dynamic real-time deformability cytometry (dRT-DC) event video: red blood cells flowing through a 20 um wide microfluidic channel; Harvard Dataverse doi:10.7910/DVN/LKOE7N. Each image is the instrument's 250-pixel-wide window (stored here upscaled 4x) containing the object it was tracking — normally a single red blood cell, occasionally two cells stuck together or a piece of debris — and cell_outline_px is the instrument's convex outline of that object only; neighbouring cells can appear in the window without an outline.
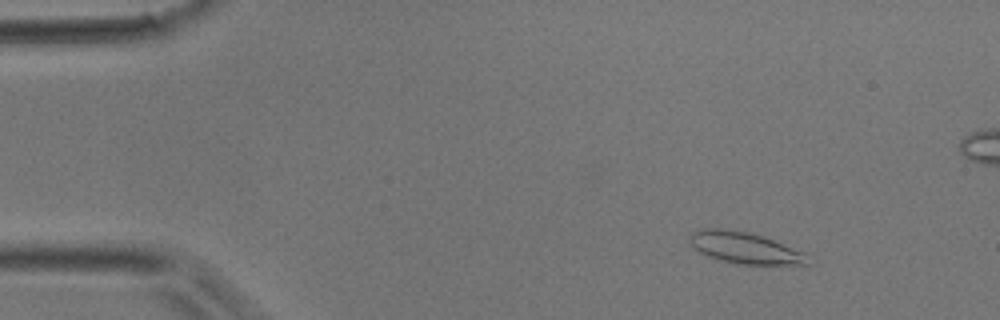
{"species": "common noctule bat (a hibernating species)", "species_latin": "Nyctalus noctula", "temperature_condition": "room temperature", "stored_images_in_passage": 45, "camera_frame_rate_fps": 3000, "um_per_image_px": 0.085, "animal": {"sex": "male", "body_mass_g": 17.9}, "frame": {"image": 1, "passage_image": 5, "time_ms": 1.333, "image_size_px": [1000, 320], "cell_outline_px": [[812, 264], [736, 264], [720, 260], [708, 256], [692, 248], [688, 240], [688, 236], [692, 232], [704, 228], [720, 228], [748, 232], [764, 236], [804, 252]], "centroid_in_image_um": [63.27, 21.06], "position_along_channel_um": 21.7, "area_um2": 21.73}}
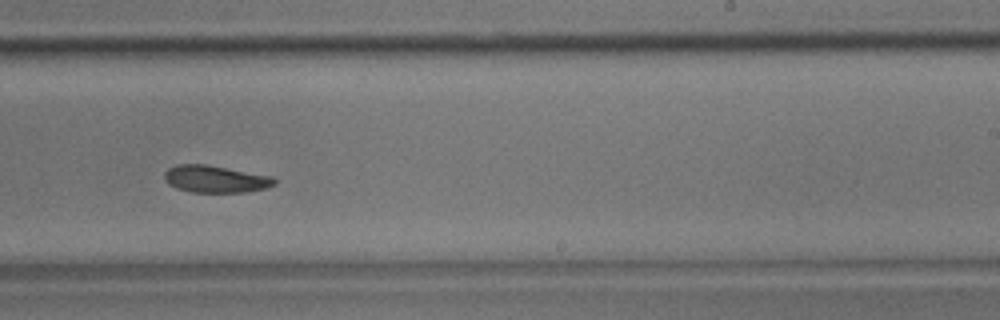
{"frame": {"image": 2, "passage_image": 27, "time_ms": 8.667, "image_size_px": [1000, 320], "cell_outline_px": [[276, 184], [264, 188], [244, 192], [192, 192], [176, 188], [168, 184], [164, 180], [164, 172], [168, 168], [176, 164], [204, 164], [272, 176], [276, 180]], "centroid_in_image_um": [18.26, 15.21], "position_along_channel_um": 270.7, "area_um2": 17.34}}
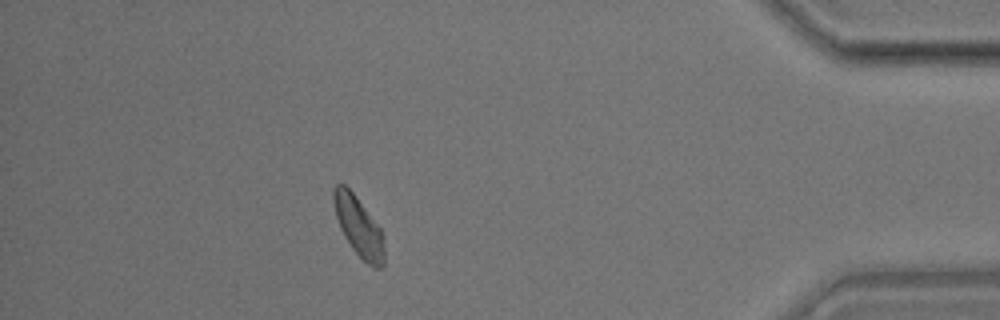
{"frame": {"image": 3, "passage_image": 39, "time_ms": 12.667, "image_size_px": [1000, 320], "cell_outline_px": [[384, 264], [380, 268], [372, 268], [352, 248], [344, 236], [340, 228], [336, 216], [332, 196], [332, 192], [336, 184], [344, 184], [352, 192], [380, 228], [384, 236]], "centroid_in_image_um": [30.49, 19.28], "position_along_channel_um": 404.7, "area_um2": 17.4}}